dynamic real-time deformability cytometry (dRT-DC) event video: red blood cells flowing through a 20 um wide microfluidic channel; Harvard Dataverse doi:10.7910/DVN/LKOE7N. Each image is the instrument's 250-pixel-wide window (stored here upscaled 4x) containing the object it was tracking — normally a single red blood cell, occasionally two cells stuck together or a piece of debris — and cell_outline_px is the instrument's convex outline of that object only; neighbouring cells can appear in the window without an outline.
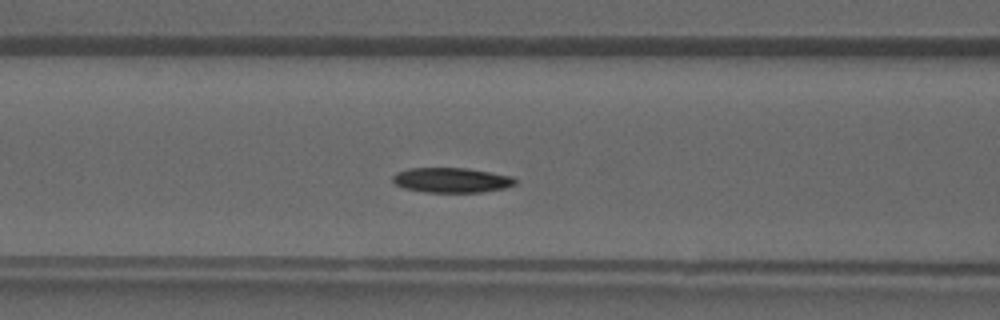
{"species": "common noctule bat (a hibernating species)", "species_latin": "Nyctalus noctula", "temperature_condition": "warm", "stored_images_in_passage": 35, "camera_frame_rate_fps": 3000, "um_per_image_px": 0.085, "animal": {"sex": "male", "forearm_length_mm": 52.5}, "frame": {"image": 1, "passage_image": 12, "time_ms": 3.667, "image_size_px": [1000, 320], "cell_outline_px": [[520, 180], [516, 184], [504, 188], [480, 192], [424, 192], [404, 188], [396, 184], [392, 180], [392, 176], [396, 172], [408, 168], [468, 168], [492, 172], [512, 176]], "centroid_in_image_um": [38.41, 15.3], "position_along_channel_um": 128.2, "area_um2": 17.98}}
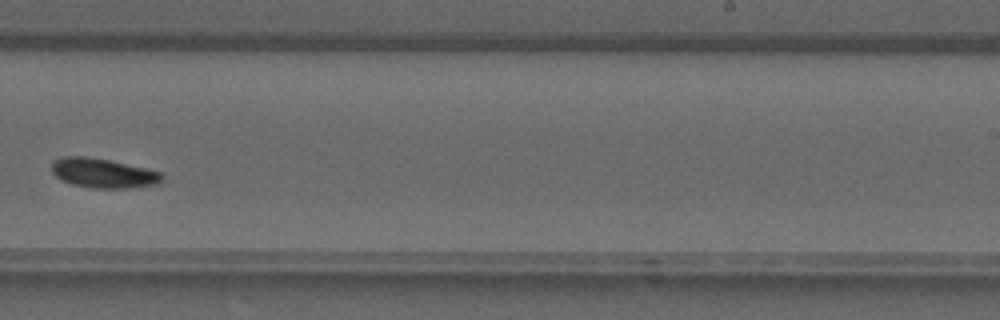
{"frame": {"image": 2, "passage_image": 21, "time_ms": 6.667, "image_size_px": [1000, 320], "cell_outline_px": [[164, 176], [160, 184], [132, 188], [92, 188], [72, 184], [60, 180], [52, 172], [52, 160], [64, 156], [84, 156], [108, 160], [144, 168], [160, 172]], "centroid_in_image_um": [8.76, 14.73], "position_along_channel_um": 280.2, "area_um2": 19.02}}
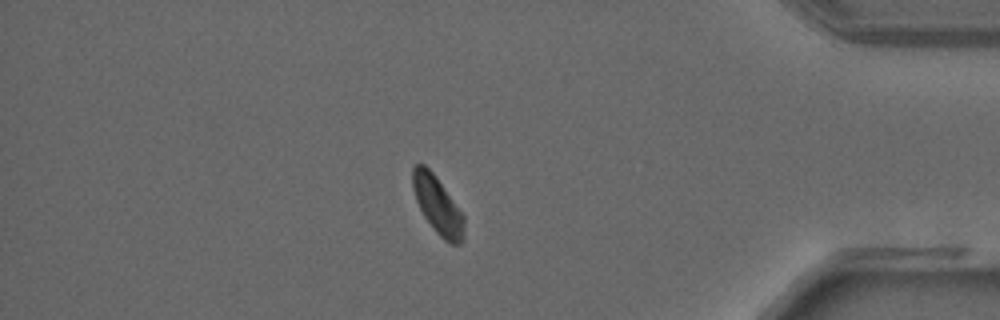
{"frame": {"image": 3, "passage_image": 30, "time_ms": 9.667, "image_size_px": [1000, 320], "cell_outline_px": [[464, 236], [460, 244], [452, 244], [444, 240], [436, 232], [424, 216], [416, 200], [412, 188], [412, 168], [416, 164], [424, 164], [436, 176], [464, 216]], "centroid_in_image_um": [37.19, 17.44], "position_along_channel_um": 398.0, "area_um2": 17.05}}